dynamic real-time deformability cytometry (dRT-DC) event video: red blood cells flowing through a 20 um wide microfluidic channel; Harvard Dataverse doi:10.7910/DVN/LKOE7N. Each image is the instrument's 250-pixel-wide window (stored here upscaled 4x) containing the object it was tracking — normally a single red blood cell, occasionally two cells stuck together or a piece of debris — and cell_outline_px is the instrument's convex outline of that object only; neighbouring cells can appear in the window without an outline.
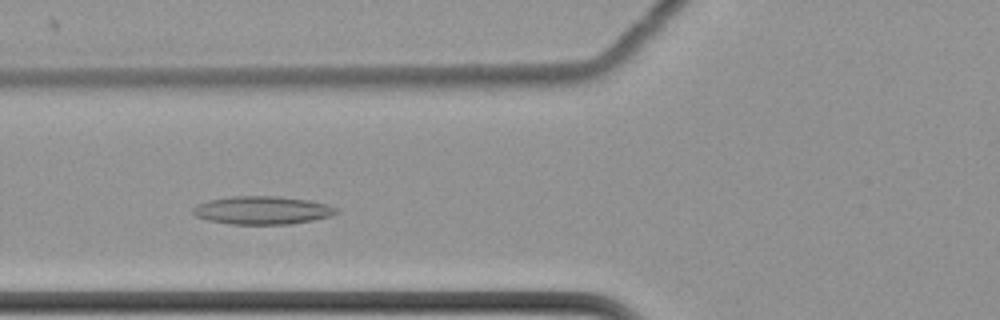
{"species": "common noctule bat (a hibernating species)", "species_latin": "Nyctalus noctula", "temperature_condition": "cold", "stored_images_in_passage": 52, "camera_frame_rate_fps": 3000, "um_per_image_px": 0.085, "animal": {"sex": "female", "body_mass_g": 22.7, "forearm_length_mm": 54.2}, "frame": {"image": 1, "passage_image": 16, "time_ms": 5.0, "image_size_px": [1000, 320], "cell_outline_px": [[340, 212], [332, 216], [312, 220], [288, 224], [232, 224], [208, 220], [196, 216], [192, 212], [192, 208], [196, 204], [208, 200], [232, 196], [276, 196], [308, 200], [328, 204], [340, 208]], "centroid_in_image_um": [22.32, 17.86], "position_along_channel_um": 103.5, "area_um2": 23.64}}
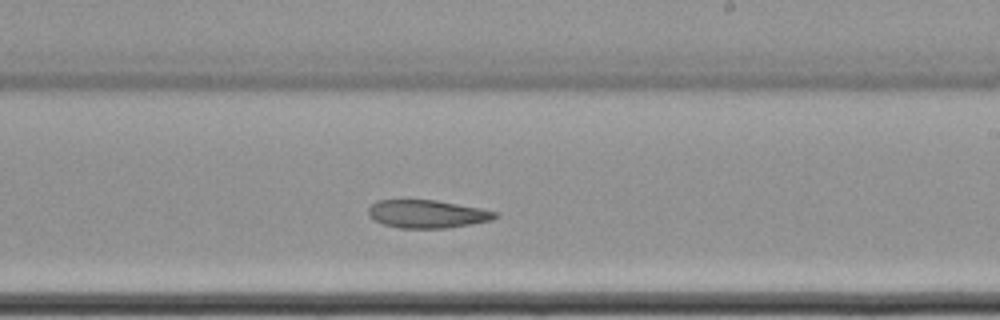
{"frame": {"image": 2, "passage_image": 29, "time_ms": 9.333, "image_size_px": [1000, 320], "cell_outline_px": [[500, 216], [492, 220], [448, 228], [400, 228], [384, 224], [368, 216], [368, 208], [376, 200], [436, 200], [480, 208], [496, 212]], "centroid_in_image_um": [36.31, 18.18], "position_along_channel_um": 252.7, "area_um2": 20.63}}
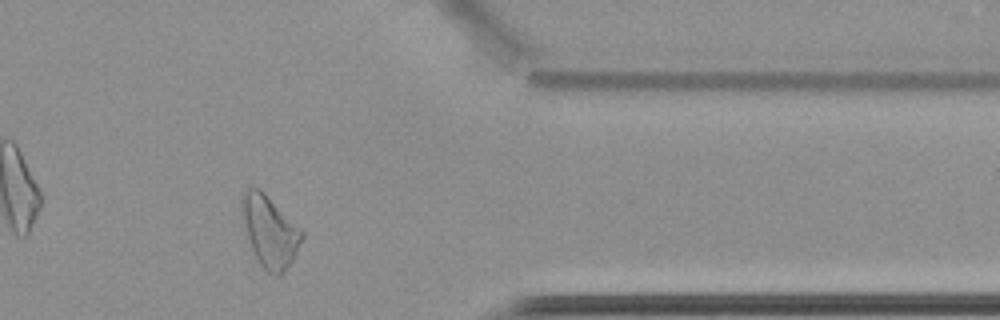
{"frame": {"image": 3, "passage_image": 42, "time_ms": 13.667, "image_size_px": [1000, 320], "cell_outline_px": [[304, 236], [292, 260], [280, 276], [276, 276], [268, 272], [260, 264], [248, 240], [240, 204], [240, 196], [252, 184], [260, 188], [304, 232]], "centroid_in_image_um": [22.91, 19.62], "position_along_channel_um": 388.5, "area_um2": 24.74}}